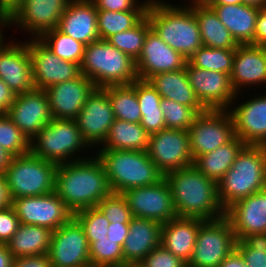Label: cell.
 I'll return each mask as SVG.
<instances>
[{"mask_svg": "<svg viewBox=\"0 0 266 267\" xmlns=\"http://www.w3.org/2000/svg\"><path fill=\"white\" fill-rule=\"evenodd\" d=\"M54 192L73 215L96 207L112 193L105 168L95 155L58 165Z\"/></svg>", "mask_w": 266, "mask_h": 267, "instance_id": "1", "label": "cell"}, {"mask_svg": "<svg viewBox=\"0 0 266 267\" xmlns=\"http://www.w3.org/2000/svg\"><path fill=\"white\" fill-rule=\"evenodd\" d=\"M169 185L177 217L215 220L225 216L217 183L206 177L193 164L164 175Z\"/></svg>", "mask_w": 266, "mask_h": 267, "instance_id": "2", "label": "cell"}, {"mask_svg": "<svg viewBox=\"0 0 266 267\" xmlns=\"http://www.w3.org/2000/svg\"><path fill=\"white\" fill-rule=\"evenodd\" d=\"M146 16L154 32L187 60L203 46L192 8L151 0Z\"/></svg>", "mask_w": 266, "mask_h": 267, "instance_id": "3", "label": "cell"}, {"mask_svg": "<svg viewBox=\"0 0 266 267\" xmlns=\"http://www.w3.org/2000/svg\"><path fill=\"white\" fill-rule=\"evenodd\" d=\"M266 188V146L245 145L232 167L217 182L218 199L226 210L235 201Z\"/></svg>", "mask_w": 266, "mask_h": 267, "instance_id": "4", "label": "cell"}, {"mask_svg": "<svg viewBox=\"0 0 266 267\" xmlns=\"http://www.w3.org/2000/svg\"><path fill=\"white\" fill-rule=\"evenodd\" d=\"M96 156L105 168L113 193L152 185L164 178L147 151L99 150Z\"/></svg>", "mask_w": 266, "mask_h": 267, "instance_id": "5", "label": "cell"}, {"mask_svg": "<svg viewBox=\"0 0 266 267\" xmlns=\"http://www.w3.org/2000/svg\"><path fill=\"white\" fill-rule=\"evenodd\" d=\"M80 72L96 88L132 84L138 79L135 60L106 40L85 46Z\"/></svg>", "mask_w": 266, "mask_h": 267, "instance_id": "6", "label": "cell"}, {"mask_svg": "<svg viewBox=\"0 0 266 267\" xmlns=\"http://www.w3.org/2000/svg\"><path fill=\"white\" fill-rule=\"evenodd\" d=\"M88 147L75 120L53 118L30 140L31 153L56 165L88 158L83 155L76 158L77 153Z\"/></svg>", "mask_w": 266, "mask_h": 267, "instance_id": "7", "label": "cell"}, {"mask_svg": "<svg viewBox=\"0 0 266 267\" xmlns=\"http://www.w3.org/2000/svg\"><path fill=\"white\" fill-rule=\"evenodd\" d=\"M57 167L31 152L12 157L4 173L11 199L52 193Z\"/></svg>", "mask_w": 266, "mask_h": 267, "instance_id": "8", "label": "cell"}, {"mask_svg": "<svg viewBox=\"0 0 266 267\" xmlns=\"http://www.w3.org/2000/svg\"><path fill=\"white\" fill-rule=\"evenodd\" d=\"M236 241L232 224L226 216L205 220L198 229L187 267H218L236 248Z\"/></svg>", "mask_w": 266, "mask_h": 267, "instance_id": "9", "label": "cell"}, {"mask_svg": "<svg viewBox=\"0 0 266 267\" xmlns=\"http://www.w3.org/2000/svg\"><path fill=\"white\" fill-rule=\"evenodd\" d=\"M188 133L194 160L216 150L235 137L233 119L228 110H205L197 116Z\"/></svg>", "mask_w": 266, "mask_h": 267, "instance_id": "10", "label": "cell"}, {"mask_svg": "<svg viewBox=\"0 0 266 267\" xmlns=\"http://www.w3.org/2000/svg\"><path fill=\"white\" fill-rule=\"evenodd\" d=\"M147 154L163 175L194 162L188 130L165 128L150 134Z\"/></svg>", "mask_w": 266, "mask_h": 267, "instance_id": "11", "label": "cell"}, {"mask_svg": "<svg viewBox=\"0 0 266 267\" xmlns=\"http://www.w3.org/2000/svg\"><path fill=\"white\" fill-rule=\"evenodd\" d=\"M48 256L53 267H91L89 243L74 216L52 231Z\"/></svg>", "mask_w": 266, "mask_h": 267, "instance_id": "12", "label": "cell"}, {"mask_svg": "<svg viewBox=\"0 0 266 267\" xmlns=\"http://www.w3.org/2000/svg\"><path fill=\"white\" fill-rule=\"evenodd\" d=\"M11 200V206L21 224L42 226L55 231L74 216L54 191L42 196Z\"/></svg>", "mask_w": 266, "mask_h": 267, "instance_id": "13", "label": "cell"}, {"mask_svg": "<svg viewBox=\"0 0 266 267\" xmlns=\"http://www.w3.org/2000/svg\"><path fill=\"white\" fill-rule=\"evenodd\" d=\"M133 217L164 224L177 217L170 188L165 178L152 185L132 188L122 193Z\"/></svg>", "mask_w": 266, "mask_h": 267, "instance_id": "14", "label": "cell"}, {"mask_svg": "<svg viewBox=\"0 0 266 267\" xmlns=\"http://www.w3.org/2000/svg\"><path fill=\"white\" fill-rule=\"evenodd\" d=\"M28 48L36 89L46 90L51 85L73 80L81 74L79 64L62 60L39 38L30 39Z\"/></svg>", "mask_w": 266, "mask_h": 267, "instance_id": "15", "label": "cell"}, {"mask_svg": "<svg viewBox=\"0 0 266 267\" xmlns=\"http://www.w3.org/2000/svg\"><path fill=\"white\" fill-rule=\"evenodd\" d=\"M185 69L190 86L207 110H227L235 103L238 94L234 92L228 74L197 68L188 60Z\"/></svg>", "mask_w": 266, "mask_h": 267, "instance_id": "16", "label": "cell"}, {"mask_svg": "<svg viewBox=\"0 0 266 267\" xmlns=\"http://www.w3.org/2000/svg\"><path fill=\"white\" fill-rule=\"evenodd\" d=\"M75 121L90 147H98L105 141L108 131L115 121V115L103 88L93 90Z\"/></svg>", "mask_w": 266, "mask_h": 267, "instance_id": "17", "label": "cell"}, {"mask_svg": "<svg viewBox=\"0 0 266 267\" xmlns=\"http://www.w3.org/2000/svg\"><path fill=\"white\" fill-rule=\"evenodd\" d=\"M70 0H25L10 16V26L29 31L34 38L58 27Z\"/></svg>", "mask_w": 266, "mask_h": 267, "instance_id": "18", "label": "cell"}, {"mask_svg": "<svg viewBox=\"0 0 266 267\" xmlns=\"http://www.w3.org/2000/svg\"><path fill=\"white\" fill-rule=\"evenodd\" d=\"M6 114L29 141L53 119L45 90L36 88L16 94Z\"/></svg>", "mask_w": 266, "mask_h": 267, "instance_id": "19", "label": "cell"}, {"mask_svg": "<svg viewBox=\"0 0 266 267\" xmlns=\"http://www.w3.org/2000/svg\"><path fill=\"white\" fill-rule=\"evenodd\" d=\"M95 88L94 83L82 74L48 87L45 92L52 118L75 120Z\"/></svg>", "mask_w": 266, "mask_h": 267, "instance_id": "20", "label": "cell"}, {"mask_svg": "<svg viewBox=\"0 0 266 267\" xmlns=\"http://www.w3.org/2000/svg\"><path fill=\"white\" fill-rule=\"evenodd\" d=\"M187 59L167 45L151 28L143 49L135 61L138 79L147 80L152 75L185 68Z\"/></svg>", "mask_w": 266, "mask_h": 267, "instance_id": "21", "label": "cell"}, {"mask_svg": "<svg viewBox=\"0 0 266 267\" xmlns=\"http://www.w3.org/2000/svg\"><path fill=\"white\" fill-rule=\"evenodd\" d=\"M7 42L0 48V79L15 94L28 92L34 89L28 42Z\"/></svg>", "mask_w": 266, "mask_h": 267, "instance_id": "22", "label": "cell"}, {"mask_svg": "<svg viewBox=\"0 0 266 267\" xmlns=\"http://www.w3.org/2000/svg\"><path fill=\"white\" fill-rule=\"evenodd\" d=\"M237 241L252 234H266V188L235 201L225 210Z\"/></svg>", "mask_w": 266, "mask_h": 267, "instance_id": "23", "label": "cell"}, {"mask_svg": "<svg viewBox=\"0 0 266 267\" xmlns=\"http://www.w3.org/2000/svg\"><path fill=\"white\" fill-rule=\"evenodd\" d=\"M227 110L233 119L235 136L246 145L266 146V94L250 97Z\"/></svg>", "mask_w": 266, "mask_h": 267, "instance_id": "24", "label": "cell"}, {"mask_svg": "<svg viewBox=\"0 0 266 267\" xmlns=\"http://www.w3.org/2000/svg\"><path fill=\"white\" fill-rule=\"evenodd\" d=\"M230 82L238 95L241 88L266 84V47L239 44L233 57Z\"/></svg>", "mask_w": 266, "mask_h": 267, "instance_id": "25", "label": "cell"}, {"mask_svg": "<svg viewBox=\"0 0 266 267\" xmlns=\"http://www.w3.org/2000/svg\"><path fill=\"white\" fill-rule=\"evenodd\" d=\"M97 13L92 0H70L57 28L86 46L100 40Z\"/></svg>", "mask_w": 266, "mask_h": 267, "instance_id": "26", "label": "cell"}, {"mask_svg": "<svg viewBox=\"0 0 266 267\" xmlns=\"http://www.w3.org/2000/svg\"><path fill=\"white\" fill-rule=\"evenodd\" d=\"M162 224L146 218L132 217L129 234L122 246L124 267L137 266L161 244Z\"/></svg>", "mask_w": 266, "mask_h": 267, "instance_id": "27", "label": "cell"}, {"mask_svg": "<svg viewBox=\"0 0 266 267\" xmlns=\"http://www.w3.org/2000/svg\"><path fill=\"white\" fill-rule=\"evenodd\" d=\"M204 221L199 218L176 217L162 224L161 245L188 264L198 229Z\"/></svg>", "mask_w": 266, "mask_h": 267, "instance_id": "28", "label": "cell"}, {"mask_svg": "<svg viewBox=\"0 0 266 267\" xmlns=\"http://www.w3.org/2000/svg\"><path fill=\"white\" fill-rule=\"evenodd\" d=\"M147 81L162 98L193 107L199 114L207 110L190 86L185 68L152 75Z\"/></svg>", "mask_w": 266, "mask_h": 267, "instance_id": "29", "label": "cell"}, {"mask_svg": "<svg viewBox=\"0 0 266 267\" xmlns=\"http://www.w3.org/2000/svg\"><path fill=\"white\" fill-rule=\"evenodd\" d=\"M210 8L238 44H253L259 8L245 5H212Z\"/></svg>", "mask_w": 266, "mask_h": 267, "instance_id": "30", "label": "cell"}, {"mask_svg": "<svg viewBox=\"0 0 266 267\" xmlns=\"http://www.w3.org/2000/svg\"><path fill=\"white\" fill-rule=\"evenodd\" d=\"M150 134L140 125L115 119L98 150L147 151Z\"/></svg>", "mask_w": 266, "mask_h": 267, "instance_id": "31", "label": "cell"}, {"mask_svg": "<svg viewBox=\"0 0 266 267\" xmlns=\"http://www.w3.org/2000/svg\"><path fill=\"white\" fill-rule=\"evenodd\" d=\"M51 236L52 231L48 228L20 224L7 246L14 258L48 254Z\"/></svg>", "mask_w": 266, "mask_h": 267, "instance_id": "32", "label": "cell"}, {"mask_svg": "<svg viewBox=\"0 0 266 267\" xmlns=\"http://www.w3.org/2000/svg\"><path fill=\"white\" fill-rule=\"evenodd\" d=\"M245 145L242 140L235 136L230 142L216 150L198 156L193 165L206 177L217 183L232 167L235 158Z\"/></svg>", "mask_w": 266, "mask_h": 267, "instance_id": "33", "label": "cell"}, {"mask_svg": "<svg viewBox=\"0 0 266 267\" xmlns=\"http://www.w3.org/2000/svg\"><path fill=\"white\" fill-rule=\"evenodd\" d=\"M203 46L235 50L239 45L212 8H192Z\"/></svg>", "mask_w": 266, "mask_h": 267, "instance_id": "34", "label": "cell"}, {"mask_svg": "<svg viewBox=\"0 0 266 267\" xmlns=\"http://www.w3.org/2000/svg\"><path fill=\"white\" fill-rule=\"evenodd\" d=\"M136 94L142 115L140 125L149 133L166 128L164 115L160 107L161 95L147 80H136Z\"/></svg>", "mask_w": 266, "mask_h": 267, "instance_id": "35", "label": "cell"}, {"mask_svg": "<svg viewBox=\"0 0 266 267\" xmlns=\"http://www.w3.org/2000/svg\"><path fill=\"white\" fill-rule=\"evenodd\" d=\"M106 91L115 119L140 123L142 115L136 94V80L132 84L103 87Z\"/></svg>", "mask_w": 266, "mask_h": 267, "instance_id": "36", "label": "cell"}, {"mask_svg": "<svg viewBox=\"0 0 266 267\" xmlns=\"http://www.w3.org/2000/svg\"><path fill=\"white\" fill-rule=\"evenodd\" d=\"M146 11H108L98 10L97 24L100 40H107L114 34L121 33L136 26Z\"/></svg>", "mask_w": 266, "mask_h": 267, "instance_id": "37", "label": "cell"}, {"mask_svg": "<svg viewBox=\"0 0 266 267\" xmlns=\"http://www.w3.org/2000/svg\"><path fill=\"white\" fill-rule=\"evenodd\" d=\"M39 39L62 60L81 64L85 45L58 28L47 31Z\"/></svg>", "mask_w": 266, "mask_h": 267, "instance_id": "38", "label": "cell"}, {"mask_svg": "<svg viewBox=\"0 0 266 267\" xmlns=\"http://www.w3.org/2000/svg\"><path fill=\"white\" fill-rule=\"evenodd\" d=\"M234 54L235 50L231 49L201 46L188 61L197 68L226 73L230 76Z\"/></svg>", "mask_w": 266, "mask_h": 267, "instance_id": "39", "label": "cell"}, {"mask_svg": "<svg viewBox=\"0 0 266 267\" xmlns=\"http://www.w3.org/2000/svg\"><path fill=\"white\" fill-rule=\"evenodd\" d=\"M150 29V22L145 16L133 28L114 34L106 41L136 61L141 55L147 32Z\"/></svg>", "mask_w": 266, "mask_h": 267, "instance_id": "40", "label": "cell"}, {"mask_svg": "<svg viewBox=\"0 0 266 267\" xmlns=\"http://www.w3.org/2000/svg\"><path fill=\"white\" fill-rule=\"evenodd\" d=\"M91 267H124L122 246L110 238H102L89 245Z\"/></svg>", "mask_w": 266, "mask_h": 267, "instance_id": "41", "label": "cell"}, {"mask_svg": "<svg viewBox=\"0 0 266 267\" xmlns=\"http://www.w3.org/2000/svg\"><path fill=\"white\" fill-rule=\"evenodd\" d=\"M0 146L12 157L30 152V141L6 113L0 115Z\"/></svg>", "mask_w": 266, "mask_h": 267, "instance_id": "42", "label": "cell"}, {"mask_svg": "<svg viewBox=\"0 0 266 267\" xmlns=\"http://www.w3.org/2000/svg\"><path fill=\"white\" fill-rule=\"evenodd\" d=\"M160 107L166 128L188 130L199 113L193 108L162 98Z\"/></svg>", "mask_w": 266, "mask_h": 267, "instance_id": "43", "label": "cell"}, {"mask_svg": "<svg viewBox=\"0 0 266 267\" xmlns=\"http://www.w3.org/2000/svg\"><path fill=\"white\" fill-rule=\"evenodd\" d=\"M85 231L89 245L107 237L110 222L97 207L83 209L74 214Z\"/></svg>", "mask_w": 266, "mask_h": 267, "instance_id": "44", "label": "cell"}, {"mask_svg": "<svg viewBox=\"0 0 266 267\" xmlns=\"http://www.w3.org/2000/svg\"><path fill=\"white\" fill-rule=\"evenodd\" d=\"M247 267H266V234H252L236 241Z\"/></svg>", "mask_w": 266, "mask_h": 267, "instance_id": "45", "label": "cell"}, {"mask_svg": "<svg viewBox=\"0 0 266 267\" xmlns=\"http://www.w3.org/2000/svg\"><path fill=\"white\" fill-rule=\"evenodd\" d=\"M110 223L129 224L132 213L122 193H111L96 206Z\"/></svg>", "mask_w": 266, "mask_h": 267, "instance_id": "46", "label": "cell"}, {"mask_svg": "<svg viewBox=\"0 0 266 267\" xmlns=\"http://www.w3.org/2000/svg\"><path fill=\"white\" fill-rule=\"evenodd\" d=\"M137 267H187V263L160 244Z\"/></svg>", "mask_w": 266, "mask_h": 267, "instance_id": "47", "label": "cell"}, {"mask_svg": "<svg viewBox=\"0 0 266 267\" xmlns=\"http://www.w3.org/2000/svg\"><path fill=\"white\" fill-rule=\"evenodd\" d=\"M97 10L108 11H147L151 0H92Z\"/></svg>", "mask_w": 266, "mask_h": 267, "instance_id": "48", "label": "cell"}, {"mask_svg": "<svg viewBox=\"0 0 266 267\" xmlns=\"http://www.w3.org/2000/svg\"><path fill=\"white\" fill-rule=\"evenodd\" d=\"M20 220L10 205L0 209V244H7L20 227Z\"/></svg>", "mask_w": 266, "mask_h": 267, "instance_id": "49", "label": "cell"}, {"mask_svg": "<svg viewBox=\"0 0 266 267\" xmlns=\"http://www.w3.org/2000/svg\"><path fill=\"white\" fill-rule=\"evenodd\" d=\"M12 267H53L48 254L14 258Z\"/></svg>", "mask_w": 266, "mask_h": 267, "instance_id": "50", "label": "cell"}, {"mask_svg": "<svg viewBox=\"0 0 266 267\" xmlns=\"http://www.w3.org/2000/svg\"><path fill=\"white\" fill-rule=\"evenodd\" d=\"M254 45L266 47V7L259 9L254 33Z\"/></svg>", "mask_w": 266, "mask_h": 267, "instance_id": "51", "label": "cell"}, {"mask_svg": "<svg viewBox=\"0 0 266 267\" xmlns=\"http://www.w3.org/2000/svg\"><path fill=\"white\" fill-rule=\"evenodd\" d=\"M129 234V224L110 223L107 232V238L116 241L123 246L125 238Z\"/></svg>", "mask_w": 266, "mask_h": 267, "instance_id": "52", "label": "cell"}, {"mask_svg": "<svg viewBox=\"0 0 266 267\" xmlns=\"http://www.w3.org/2000/svg\"><path fill=\"white\" fill-rule=\"evenodd\" d=\"M15 95L8 85L0 79V111L2 113H6L12 106Z\"/></svg>", "mask_w": 266, "mask_h": 267, "instance_id": "53", "label": "cell"}, {"mask_svg": "<svg viewBox=\"0 0 266 267\" xmlns=\"http://www.w3.org/2000/svg\"><path fill=\"white\" fill-rule=\"evenodd\" d=\"M218 267H247L243 256L235 248Z\"/></svg>", "mask_w": 266, "mask_h": 267, "instance_id": "54", "label": "cell"}, {"mask_svg": "<svg viewBox=\"0 0 266 267\" xmlns=\"http://www.w3.org/2000/svg\"><path fill=\"white\" fill-rule=\"evenodd\" d=\"M11 201L5 174L0 173V209L10 206Z\"/></svg>", "mask_w": 266, "mask_h": 267, "instance_id": "55", "label": "cell"}, {"mask_svg": "<svg viewBox=\"0 0 266 267\" xmlns=\"http://www.w3.org/2000/svg\"><path fill=\"white\" fill-rule=\"evenodd\" d=\"M25 0H0V14L10 16Z\"/></svg>", "mask_w": 266, "mask_h": 267, "instance_id": "56", "label": "cell"}, {"mask_svg": "<svg viewBox=\"0 0 266 267\" xmlns=\"http://www.w3.org/2000/svg\"><path fill=\"white\" fill-rule=\"evenodd\" d=\"M14 256L9 252L7 244H0V267H12Z\"/></svg>", "mask_w": 266, "mask_h": 267, "instance_id": "57", "label": "cell"}, {"mask_svg": "<svg viewBox=\"0 0 266 267\" xmlns=\"http://www.w3.org/2000/svg\"><path fill=\"white\" fill-rule=\"evenodd\" d=\"M12 156L0 146V173H5Z\"/></svg>", "mask_w": 266, "mask_h": 267, "instance_id": "58", "label": "cell"}, {"mask_svg": "<svg viewBox=\"0 0 266 267\" xmlns=\"http://www.w3.org/2000/svg\"><path fill=\"white\" fill-rule=\"evenodd\" d=\"M190 2L189 8H210L216 0H190Z\"/></svg>", "mask_w": 266, "mask_h": 267, "instance_id": "59", "label": "cell"}, {"mask_svg": "<svg viewBox=\"0 0 266 267\" xmlns=\"http://www.w3.org/2000/svg\"><path fill=\"white\" fill-rule=\"evenodd\" d=\"M10 25V18L8 15H3L0 14V48L3 46L4 44V36H3V30L1 29L2 27H6Z\"/></svg>", "mask_w": 266, "mask_h": 267, "instance_id": "60", "label": "cell"}, {"mask_svg": "<svg viewBox=\"0 0 266 267\" xmlns=\"http://www.w3.org/2000/svg\"><path fill=\"white\" fill-rule=\"evenodd\" d=\"M242 3L259 9L266 7V0H242Z\"/></svg>", "mask_w": 266, "mask_h": 267, "instance_id": "61", "label": "cell"}, {"mask_svg": "<svg viewBox=\"0 0 266 267\" xmlns=\"http://www.w3.org/2000/svg\"><path fill=\"white\" fill-rule=\"evenodd\" d=\"M242 4V0H216L213 5H235Z\"/></svg>", "mask_w": 266, "mask_h": 267, "instance_id": "62", "label": "cell"}]
</instances>
